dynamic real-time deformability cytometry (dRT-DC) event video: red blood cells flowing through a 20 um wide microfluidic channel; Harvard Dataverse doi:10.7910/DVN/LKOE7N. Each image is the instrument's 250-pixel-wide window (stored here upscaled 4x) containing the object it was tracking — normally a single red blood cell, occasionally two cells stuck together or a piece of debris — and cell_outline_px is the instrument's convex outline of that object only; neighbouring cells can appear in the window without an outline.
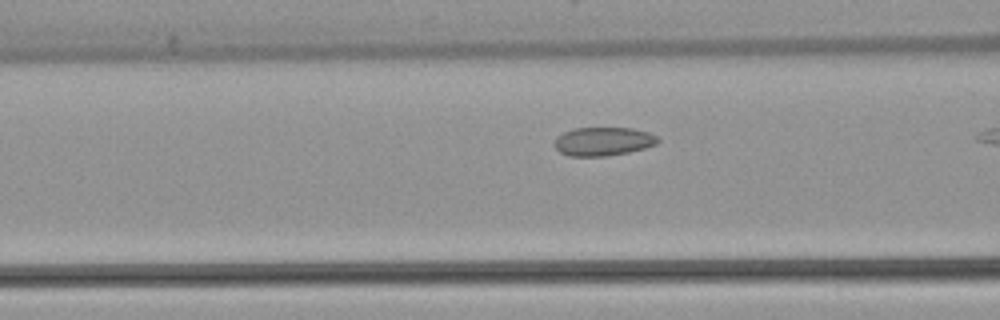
{"species": "common noctule bat (a hibernating species)", "species_latin": "Nyctalus noctula", "temperature_condition": "warm", "stored_images_in_passage": 18, "camera_frame_rate_fps": 3000, "um_per_image_px": 0.085, "animal": {"sex": "female", "body_mass_g": 22.7, "forearm_length_mm": 54.2}, "frame": {"image": 1, "passage_image": 13, "time_ms": 4.0, "image_size_px": [1000, 320], "cell_outline_px": [[660, 140], [656, 144], [644, 148], [628, 152], [608, 156], [568, 156], [560, 152], [552, 144], [556, 136], [564, 132], [576, 128], [632, 128], [648, 132], [656, 136]], "centroid_in_image_um": [51.24, 12.02], "position_along_channel_um": 115.4, "area_um2": 17.28}}
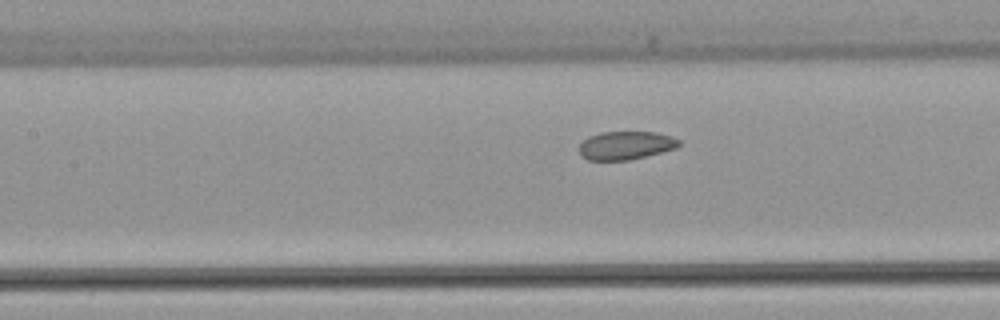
{"frame": {"image": 2, "passage_image": 16, "time_ms": 5.0, "image_size_px": [1000, 320], "cell_outline_px": [[680, 144], [676, 148], [628, 160], [588, 160], [580, 156], [580, 144], [588, 136], [600, 132], [656, 132], [672, 136], [680, 140]], "centroid_in_image_um": [53.17, 12.35], "position_along_channel_um": 154.2, "area_um2": 16.42}}